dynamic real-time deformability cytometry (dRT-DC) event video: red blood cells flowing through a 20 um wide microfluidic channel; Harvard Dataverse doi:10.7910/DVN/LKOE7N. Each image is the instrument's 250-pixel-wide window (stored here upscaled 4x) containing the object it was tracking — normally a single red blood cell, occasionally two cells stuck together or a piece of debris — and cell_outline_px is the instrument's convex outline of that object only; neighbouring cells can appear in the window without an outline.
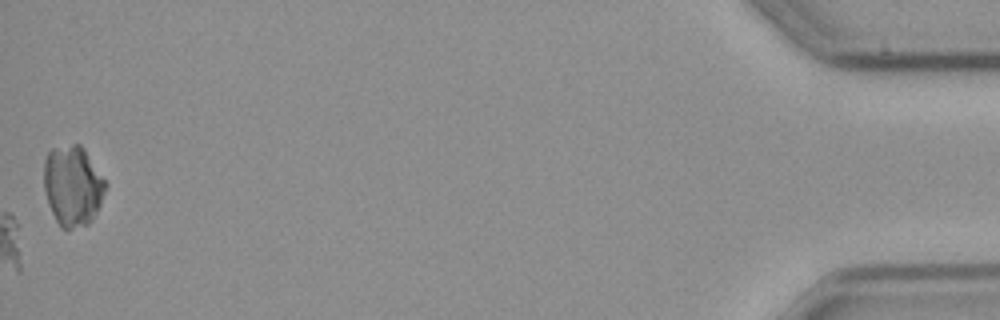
{"species": "common noctule bat (a hibernating species)", "species_latin": "Nyctalus noctula", "temperature_condition": "cold", "stored_images_in_passage": 51, "camera_frame_rate_fps": 3000, "um_per_image_px": 0.085, "animal": {"sex": "male", "body_mass_g": 23.1, "forearm_length_mm": 52.7}, "frame": {"image": 1, "passage_image": 51, "time_ms": 16.667, "image_size_px": [1000, 320], "cell_outline_px": [[108, 184], [100, 204], [96, 212], [88, 224], [72, 228], [60, 228], [48, 204], [44, 188], [44, 160], [48, 152], [52, 148], [72, 144], [80, 144], [84, 148]], "centroid_in_image_um": [6.18, 15.77], "position_along_channel_um": 429.0, "area_um2": 28.84}}